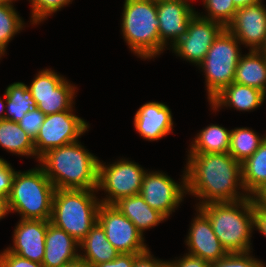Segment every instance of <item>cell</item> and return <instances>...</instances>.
<instances>
[{"label": "cell", "instance_id": "cell-1", "mask_svg": "<svg viewBox=\"0 0 266 267\" xmlns=\"http://www.w3.org/2000/svg\"><path fill=\"white\" fill-rule=\"evenodd\" d=\"M184 168L186 192L199 200L197 208L249 197L242 181V165L229 153L187 154Z\"/></svg>", "mask_w": 266, "mask_h": 267}, {"label": "cell", "instance_id": "cell-2", "mask_svg": "<svg viewBox=\"0 0 266 267\" xmlns=\"http://www.w3.org/2000/svg\"><path fill=\"white\" fill-rule=\"evenodd\" d=\"M38 162L56 189H97L99 158L79 140L48 150Z\"/></svg>", "mask_w": 266, "mask_h": 267}, {"label": "cell", "instance_id": "cell-3", "mask_svg": "<svg viewBox=\"0 0 266 267\" xmlns=\"http://www.w3.org/2000/svg\"><path fill=\"white\" fill-rule=\"evenodd\" d=\"M210 220L213 231L227 253H246L252 248L253 197L208 203L198 207Z\"/></svg>", "mask_w": 266, "mask_h": 267}, {"label": "cell", "instance_id": "cell-4", "mask_svg": "<svg viewBox=\"0 0 266 267\" xmlns=\"http://www.w3.org/2000/svg\"><path fill=\"white\" fill-rule=\"evenodd\" d=\"M121 15V34L138 58L151 60L165 49L159 36L156 0H124Z\"/></svg>", "mask_w": 266, "mask_h": 267}, {"label": "cell", "instance_id": "cell-5", "mask_svg": "<svg viewBox=\"0 0 266 267\" xmlns=\"http://www.w3.org/2000/svg\"><path fill=\"white\" fill-rule=\"evenodd\" d=\"M55 190L39 164L16 171L8 198L9 211L19 214L20 219L50 220Z\"/></svg>", "mask_w": 266, "mask_h": 267}, {"label": "cell", "instance_id": "cell-6", "mask_svg": "<svg viewBox=\"0 0 266 267\" xmlns=\"http://www.w3.org/2000/svg\"><path fill=\"white\" fill-rule=\"evenodd\" d=\"M96 189H56L50 222L81 242L97 223L100 198Z\"/></svg>", "mask_w": 266, "mask_h": 267}, {"label": "cell", "instance_id": "cell-7", "mask_svg": "<svg viewBox=\"0 0 266 267\" xmlns=\"http://www.w3.org/2000/svg\"><path fill=\"white\" fill-rule=\"evenodd\" d=\"M242 44L226 28L218 35L203 62L197 67L205 75L208 102L224 87L234 82Z\"/></svg>", "mask_w": 266, "mask_h": 267}, {"label": "cell", "instance_id": "cell-8", "mask_svg": "<svg viewBox=\"0 0 266 267\" xmlns=\"http://www.w3.org/2000/svg\"><path fill=\"white\" fill-rule=\"evenodd\" d=\"M147 169L128 158L106 163L99 160L97 192L104 191L100 203L113 205L123 197L139 194Z\"/></svg>", "mask_w": 266, "mask_h": 267}, {"label": "cell", "instance_id": "cell-9", "mask_svg": "<svg viewBox=\"0 0 266 267\" xmlns=\"http://www.w3.org/2000/svg\"><path fill=\"white\" fill-rule=\"evenodd\" d=\"M51 68L42 69L28 86L37 107L45 115L75 110L77 86Z\"/></svg>", "mask_w": 266, "mask_h": 267}, {"label": "cell", "instance_id": "cell-10", "mask_svg": "<svg viewBox=\"0 0 266 267\" xmlns=\"http://www.w3.org/2000/svg\"><path fill=\"white\" fill-rule=\"evenodd\" d=\"M74 113L67 110L45 116L34 139L36 162L48 150L76 142L89 131V123Z\"/></svg>", "mask_w": 266, "mask_h": 267}, {"label": "cell", "instance_id": "cell-11", "mask_svg": "<svg viewBox=\"0 0 266 267\" xmlns=\"http://www.w3.org/2000/svg\"><path fill=\"white\" fill-rule=\"evenodd\" d=\"M181 181L178 183L162 171L146 172L139 194L144 201L168 219L178 209L186 196V172L182 171Z\"/></svg>", "mask_w": 266, "mask_h": 267}, {"label": "cell", "instance_id": "cell-12", "mask_svg": "<svg viewBox=\"0 0 266 267\" xmlns=\"http://www.w3.org/2000/svg\"><path fill=\"white\" fill-rule=\"evenodd\" d=\"M97 222L103 228L107 240L120 254H141L149 249L145 236L114 205L101 203Z\"/></svg>", "mask_w": 266, "mask_h": 267}, {"label": "cell", "instance_id": "cell-13", "mask_svg": "<svg viewBox=\"0 0 266 267\" xmlns=\"http://www.w3.org/2000/svg\"><path fill=\"white\" fill-rule=\"evenodd\" d=\"M225 28L214 21L195 15L189 23L187 33L169 48L183 61L197 67L203 62L214 40Z\"/></svg>", "mask_w": 266, "mask_h": 267}, {"label": "cell", "instance_id": "cell-14", "mask_svg": "<svg viewBox=\"0 0 266 267\" xmlns=\"http://www.w3.org/2000/svg\"><path fill=\"white\" fill-rule=\"evenodd\" d=\"M160 41L169 49L187 33L196 15L193 5L184 0H156Z\"/></svg>", "mask_w": 266, "mask_h": 267}, {"label": "cell", "instance_id": "cell-15", "mask_svg": "<svg viewBox=\"0 0 266 267\" xmlns=\"http://www.w3.org/2000/svg\"><path fill=\"white\" fill-rule=\"evenodd\" d=\"M264 2L239 8L226 29L248 50H259L266 37V5Z\"/></svg>", "mask_w": 266, "mask_h": 267}, {"label": "cell", "instance_id": "cell-16", "mask_svg": "<svg viewBox=\"0 0 266 267\" xmlns=\"http://www.w3.org/2000/svg\"><path fill=\"white\" fill-rule=\"evenodd\" d=\"M196 214L191 220L186 240L187 254L213 263L228 253L215 235L208 217L199 209L195 208Z\"/></svg>", "mask_w": 266, "mask_h": 267}, {"label": "cell", "instance_id": "cell-17", "mask_svg": "<svg viewBox=\"0 0 266 267\" xmlns=\"http://www.w3.org/2000/svg\"><path fill=\"white\" fill-rule=\"evenodd\" d=\"M13 231V246L6 249L22 258L42 264L47 220L19 219Z\"/></svg>", "mask_w": 266, "mask_h": 267}, {"label": "cell", "instance_id": "cell-18", "mask_svg": "<svg viewBox=\"0 0 266 267\" xmlns=\"http://www.w3.org/2000/svg\"><path fill=\"white\" fill-rule=\"evenodd\" d=\"M134 128L147 141H158L173 133V115L168 105L156 101H149L136 111Z\"/></svg>", "mask_w": 266, "mask_h": 267}, {"label": "cell", "instance_id": "cell-19", "mask_svg": "<svg viewBox=\"0 0 266 267\" xmlns=\"http://www.w3.org/2000/svg\"><path fill=\"white\" fill-rule=\"evenodd\" d=\"M79 242L63 229L47 220L45 251L42 265L44 267H63L79 258Z\"/></svg>", "mask_w": 266, "mask_h": 267}, {"label": "cell", "instance_id": "cell-20", "mask_svg": "<svg viewBox=\"0 0 266 267\" xmlns=\"http://www.w3.org/2000/svg\"><path fill=\"white\" fill-rule=\"evenodd\" d=\"M265 100L266 94L263 91L232 82L214 96L209 101V105L213 112L219 111L223 107L251 112L262 106Z\"/></svg>", "mask_w": 266, "mask_h": 267}, {"label": "cell", "instance_id": "cell-21", "mask_svg": "<svg viewBox=\"0 0 266 267\" xmlns=\"http://www.w3.org/2000/svg\"><path fill=\"white\" fill-rule=\"evenodd\" d=\"M113 205L133 222L143 236L144 231L146 232L168 219L160 211L151 208L140 194L123 197Z\"/></svg>", "mask_w": 266, "mask_h": 267}, {"label": "cell", "instance_id": "cell-22", "mask_svg": "<svg viewBox=\"0 0 266 267\" xmlns=\"http://www.w3.org/2000/svg\"><path fill=\"white\" fill-rule=\"evenodd\" d=\"M119 254L107 240L105 232L98 222L79 243V257L93 266L112 261Z\"/></svg>", "mask_w": 266, "mask_h": 267}, {"label": "cell", "instance_id": "cell-23", "mask_svg": "<svg viewBox=\"0 0 266 267\" xmlns=\"http://www.w3.org/2000/svg\"><path fill=\"white\" fill-rule=\"evenodd\" d=\"M234 82L257 88L266 94V57L258 50L240 56Z\"/></svg>", "mask_w": 266, "mask_h": 267}, {"label": "cell", "instance_id": "cell-24", "mask_svg": "<svg viewBox=\"0 0 266 267\" xmlns=\"http://www.w3.org/2000/svg\"><path fill=\"white\" fill-rule=\"evenodd\" d=\"M231 129L210 124L196 134L188 147V154L229 153Z\"/></svg>", "mask_w": 266, "mask_h": 267}, {"label": "cell", "instance_id": "cell-25", "mask_svg": "<svg viewBox=\"0 0 266 267\" xmlns=\"http://www.w3.org/2000/svg\"><path fill=\"white\" fill-rule=\"evenodd\" d=\"M0 147L18 156L35 158L34 139L11 120H0Z\"/></svg>", "mask_w": 266, "mask_h": 267}, {"label": "cell", "instance_id": "cell-26", "mask_svg": "<svg viewBox=\"0 0 266 267\" xmlns=\"http://www.w3.org/2000/svg\"><path fill=\"white\" fill-rule=\"evenodd\" d=\"M3 95L6 96V120L19 122L26 113L37 107L31 91L23 82L8 85Z\"/></svg>", "mask_w": 266, "mask_h": 267}, {"label": "cell", "instance_id": "cell-27", "mask_svg": "<svg viewBox=\"0 0 266 267\" xmlns=\"http://www.w3.org/2000/svg\"><path fill=\"white\" fill-rule=\"evenodd\" d=\"M241 165L245 191L252 197L266 184V139L258 150Z\"/></svg>", "mask_w": 266, "mask_h": 267}, {"label": "cell", "instance_id": "cell-28", "mask_svg": "<svg viewBox=\"0 0 266 267\" xmlns=\"http://www.w3.org/2000/svg\"><path fill=\"white\" fill-rule=\"evenodd\" d=\"M248 127H237L231 129L229 154L241 164L251 157L266 139L264 135Z\"/></svg>", "mask_w": 266, "mask_h": 267}, {"label": "cell", "instance_id": "cell-29", "mask_svg": "<svg viewBox=\"0 0 266 267\" xmlns=\"http://www.w3.org/2000/svg\"><path fill=\"white\" fill-rule=\"evenodd\" d=\"M0 5V50L6 53L9 42L25 28V21L14 7V3Z\"/></svg>", "mask_w": 266, "mask_h": 267}, {"label": "cell", "instance_id": "cell-30", "mask_svg": "<svg viewBox=\"0 0 266 267\" xmlns=\"http://www.w3.org/2000/svg\"><path fill=\"white\" fill-rule=\"evenodd\" d=\"M206 12L196 11L202 18L217 22L226 28L233 20L238 10L233 0H202ZM206 13V14H205Z\"/></svg>", "mask_w": 266, "mask_h": 267}, {"label": "cell", "instance_id": "cell-31", "mask_svg": "<svg viewBox=\"0 0 266 267\" xmlns=\"http://www.w3.org/2000/svg\"><path fill=\"white\" fill-rule=\"evenodd\" d=\"M31 7L30 23L38 25L54 13L68 6L73 0H28Z\"/></svg>", "mask_w": 266, "mask_h": 267}, {"label": "cell", "instance_id": "cell-32", "mask_svg": "<svg viewBox=\"0 0 266 267\" xmlns=\"http://www.w3.org/2000/svg\"><path fill=\"white\" fill-rule=\"evenodd\" d=\"M252 252L228 253L223 258L211 263V267H266L263 261L251 254Z\"/></svg>", "mask_w": 266, "mask_h": 267}, {"label": "cell", "instance_id": "cell-33", "mask_svg": "<svg viewBox=\"0 0 266 267\" xmlns=\"http://www.w3.org/2000/svg\"><path fill=\"white\" fill-rule=\"evenodd\" d=\"M45 114L38 108L32 109L18 122L19 126L33 139L39 133Z\"/></svg>", "mask_w": 266, "mask_h": 267}, {"label": "cell", "instance_id": "cell-34", "mask_svg": "<svg viewBox=\"0 0 266 267\" xmlns=\"http://www.w3.org/2000/svg\"><path fill=\"white\" fill-rule=\"evenodd\" d=\"M12 165L0 157V194L9 198L12 189V182L15 175Z\"/></svg>", "mask_w": 266, "mask_h": 267}, {"label": "cell", "instance_id": "cell-35", "mask_svg": "<svg viewBox=\"0 0 266 267\" xmlns=\"http://www.w3.org/2000/svg\"><path fill=\"white\" fill-rule=\"evenodd\" d=\"M0 267H44L41 263L30 261L4 249L0 252Z\"/></svg>", "mask_w": 266, "mask_h": 267}, {"label": "cell", "instance_id": "cell-36", "mask_svg": "<svg viewBox=\"0 0 266 267\" xmlns=\"http://www.w3.org/2000/svg\"><path fill=\"white\" fill-rule=\"evenodd\" d=\"M182 255L179 259L168 260V267H211V263L199 257L187 253Z\"/></svg>", "mask_w": 266, "mask_h": 267}, {"label": "cell", "instance_id": "cell-37", "mask_svg": "<svg viewBox=\"0 0 266 267\" xmlns=\"http://www.w3.org/2000/svg\"><path fill=\"white\" fill-rule=\"evenodd\" d=\"M133 267H168V261L155 258L148 249L135 258Z\"/></svg>", "mask_w": 266, "mask_h": 267}, {"label": "cell", "instance_id": "cell-38", "mask_svg": "<svg viewBox=\"0 0 266 267\" xmlns=\"http://www.w3.org/2000/svg\"><path fill=\"white\" fill-rule=\"evenodd\" d=\"M253 230L266 237V206L258 205L253 200Z\"/></svg>", "mask_w": 266, "mask_h": 267}, {"label": "cell", "instance_id": "cell-39", "mask_svg": "<svg viewBox=\"0 0 266 267\" xmlns=\"http://www.w3.org/2000/svg\"><path fill=\"white\" fill-rule=\"evenodd\" d=\"M139 254L121 253L114 260L102 262L94 267H133L134 260Z\"/></svg>", "mask_w": 266, "mask_h": 267}, {"label": "cell", "instance_id": "cell-40", "mask_svg": "<svg viewBox=\"0 0 266 267\" xmlns=\"http://www.w3.org/2000/svg\"><path fill=\"white\" fill-rule=\"evenodd\" d=\"M252 197L254 202L258 205L266 206V184L263 185Z\"/></svg>", "mask_w": 266, "mask_h": 267}, {"label": "cell", "instance_id": "cell-41", "mask_svg": "<svg viewBox=\"0 0 266 267\" xmlns=\"http://www.w3.org/2000/svg\"><path fill=\"white\" fill-rule=\"evenodd\" d=\"M9 213L8 198L0 194V220L4 219Z\"/></svg>", "mask_w": 266, "mask_h": 267}, {"label": "cell", "instance_id": "cell-42", "mask_svg": "<svg viewBox=\"0 0 266 267\" xmlns=\"http://www.w3.org/2000/svg\"><path fill=\"white\" fill-rule=\"evenodd\" d=\"M259 2H264V0H233V3L237 9L244 8Z\"/></svg>", "mask_w": 266, "mask_h": 267}, {"label": "cell", "instance_id": "cell-43", "mask_svg": "<svg viewBox=\"0 0 266 267\" xmlns=\"http://www.w3.org/2000/svg\"><path fill=\"white\" fill-rule=\"evenodd\" d=\"M63 267H94V266L79 257L76 260L67 263Z\"/></svg>", "mask_w": 266, "mask_h": 267}, {"label": "cell", "instance_id": "cell-44", "mask_svg": "<svg viewBox=\"0 0 266 267\" xmlns=\"http://www.w3.org/2000/svg\"><path fill=\"white\" fill-rule=\"evenodd\" d=\"M4 100H2V97L0 96V120L5 119V109H6V96L4 95Z\"/></svg>", "mask_w": 266, "mask_h": 267}, {"label": "cell", "instance_id": "cell-45", "mask_svg": "<svg viewBox=\"0 0 266 267\" xmlns=\"http://www.w3.org/2000/svg\"><path fill=\"white\" fill-rule=\"evenodd\" d=\"M258 51L266 57V37L263 45L260 47Z\"/></svg>", "mask_w": 266, "mask_h": 267}, {"label": "cell", "instance_id": "cell-46", "mask_svg": "<svg viewBox=\"0 0 266 267\" xmlns=\"http://www.w3.org/2000/svg\"><path fill=\"white\" fill-rule=\"evenodd\" d=\"M15 0H0V5L13 3Z\"/></svg>", "mask_w": 266, "mask_h": 267}, {"label": "cell", "instance_id": "cell-47", "mask_svg": "<svg viewBox=\"0 0 266 267\" xmlns=\"http://www.w3.org/2000/svg\"><path fill=\"white\" fill-rule=\"evenodd\" d=\"M5 55H6L5 52L2 51V50H0V60H1V58H2L3 56H5Z\"/></svg>", "mask_w": 266, "mask_h": 267}]
</instances>
